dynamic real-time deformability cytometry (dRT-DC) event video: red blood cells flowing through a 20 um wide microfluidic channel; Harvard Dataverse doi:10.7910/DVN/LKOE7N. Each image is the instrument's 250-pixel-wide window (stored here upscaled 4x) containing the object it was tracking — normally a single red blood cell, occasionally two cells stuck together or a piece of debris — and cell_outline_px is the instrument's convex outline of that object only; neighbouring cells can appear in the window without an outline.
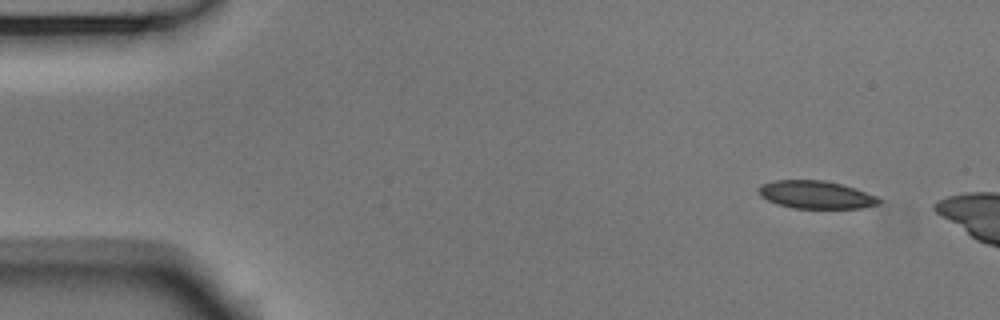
{"species": "Egyptian fruit bat (a non-hibernating species)", "species_latin": "Rousettus aegyptiacus", "temperature_condition": "room temperature", "stored_images_in_passage": 12, "camera_frame_rate_fps": 3000, "um_per_image_px": 0.085, "animal": {"sex": "male"}, "frame": {"image": 1, "passage_image": 1, "time_ms": 0.0, "image_size_px": [1000, 320], "cell_outline_px": [[884, 200], [880, 204], [860, 208], [792, 208], [776, 204], [760, 196], [760, 184], [772, 180], [824, 180], [840, 184], [876, 196]], "centroid_in_image_um": [69.34, 16.55], "position_along_channel_um": 15.7, "area_um2": 19.42}}
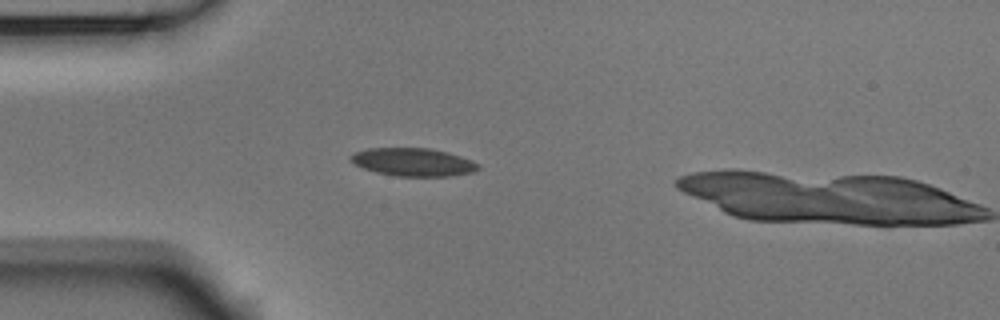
{"frame": {"image": 2, "passage_image": 11, "time_ms": 3.333, "image_size_px": [1000, 320], "cell_outline_px": [[480, 168], [472, 172], [448, 176], [396, 176], [376, 172], [364, 168], [356, 164], [348, 156], [352, 152], [368, 148], [428, 148], [448, 152], [472, 160], [480, 164]], "centroid_in_image_um": [35.12, 13.77], "position_along_channel_um": 49.9, "area_um2": 20.81}}